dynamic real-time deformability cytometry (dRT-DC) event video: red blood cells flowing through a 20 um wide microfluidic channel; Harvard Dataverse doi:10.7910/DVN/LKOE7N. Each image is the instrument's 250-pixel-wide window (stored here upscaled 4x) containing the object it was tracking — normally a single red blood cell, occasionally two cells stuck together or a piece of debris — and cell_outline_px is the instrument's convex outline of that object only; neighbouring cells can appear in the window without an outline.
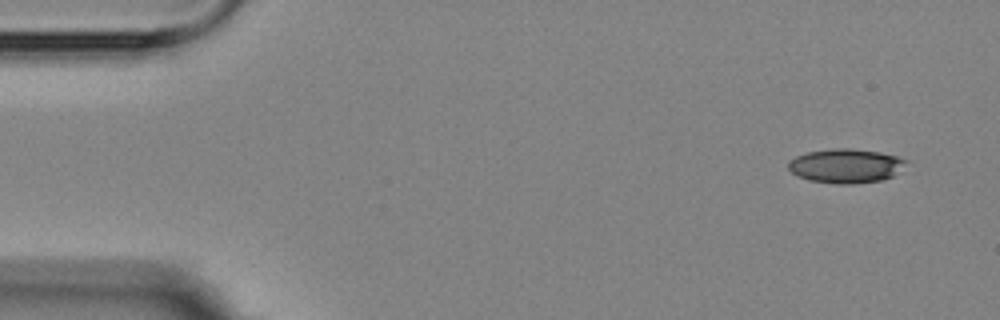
{"species": "Egyptian fruit bat (a non-hibernating species)", "species_latin": "Rousettus aegyptiacus", "temperature_condition": "room temperature", "stored_images_in_passage": 5, "camera_frame_rate_fps": 3000, "um_per_image_px": 0.085, "animal": {"sex": "female"}, "frame": {"image": 1, "passage_image": 1, "time_ms": 0.0, "image_size_px": [1000, 320], "cell_outline_px": [[908, 160], [892, 176], [880, 180], [852, 184], [836, 184], [808, 180], [792, 172], [788, 168], [788, 160], [796, 156], [808, 152], [832, 148], [852, 148], [880, 152], [900, 156]], "centroid_in_image_um": [71.87, 14.08], "position_along_channel_um": 13.1, "area_um2": 23.41}}
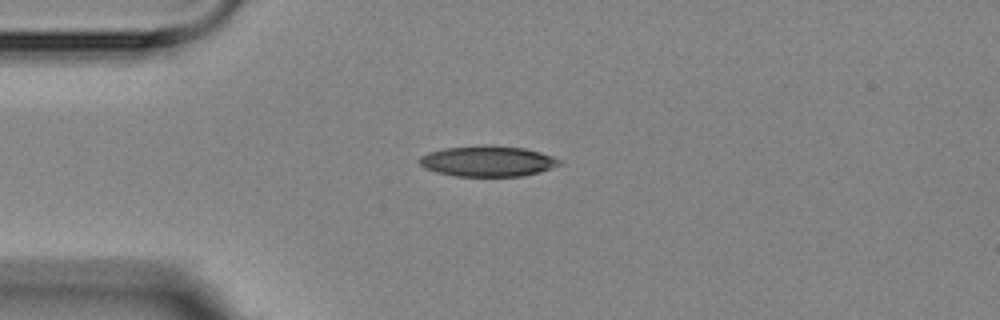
{"frame": {"image": 2, "passage_image": 4, "time_ms": 3.333, "image_size_px": [1000, 320], "cell_outline_px": [[564, 164], [540, 172], [524, 176], [456, 176], [436, 172], [424, 168], [416, 160], [420, 156], [428, 152], [444, 148], [484, 144], [488, 144], [524, 148], [540, 152], [552, 156], [560, 160]], "centroid_in_image_um": [41.44, 13.69], "position_along_channel_um": 43.6, "area_um2": 25.43}}